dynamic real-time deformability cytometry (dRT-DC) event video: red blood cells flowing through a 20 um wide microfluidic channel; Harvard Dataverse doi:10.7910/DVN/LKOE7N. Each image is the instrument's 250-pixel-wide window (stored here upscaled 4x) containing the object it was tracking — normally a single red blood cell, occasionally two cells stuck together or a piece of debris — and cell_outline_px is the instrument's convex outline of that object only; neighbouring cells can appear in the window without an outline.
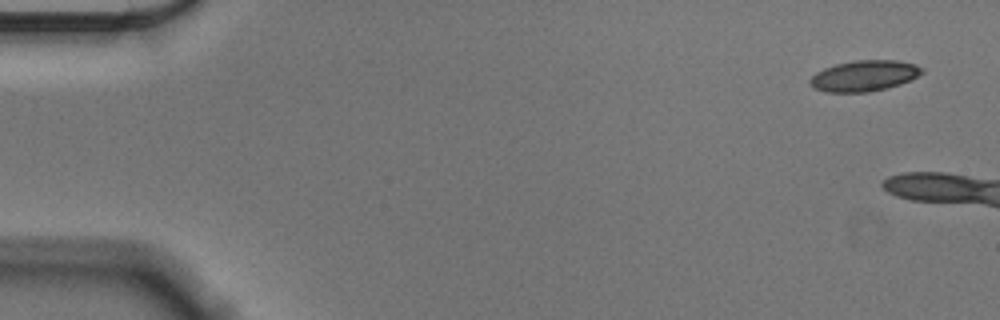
{"species": "Egyptian fruit bat (a non-hibernating species)", "species_latin": "Rousettus aegyptiacus", "temperature_condition": "cold", "stored_images_in_passage": 7, "camera_frame_rate_fps": 3000, "um_per_image_px": 0.085, "animal": {"sex": "male"}, "frame": {"image": 1, "passage_image": 1, "time_ms": 0.0, "image_size_px": [1000, 320], "cell_outline_px": [[924, 72], [900, 84], [888, 88], [868, 92], [828, 92], [812, 88], [808, 84], [808, 80], [816, 72], [824, 68], [836, 64], [852, 60], [896, 60], [916, 64], [924, 68]], "centroid_in_image_um": [73.43, 6.44], "position_along_channel_um": 11.6, "area_um2": 20.29}}